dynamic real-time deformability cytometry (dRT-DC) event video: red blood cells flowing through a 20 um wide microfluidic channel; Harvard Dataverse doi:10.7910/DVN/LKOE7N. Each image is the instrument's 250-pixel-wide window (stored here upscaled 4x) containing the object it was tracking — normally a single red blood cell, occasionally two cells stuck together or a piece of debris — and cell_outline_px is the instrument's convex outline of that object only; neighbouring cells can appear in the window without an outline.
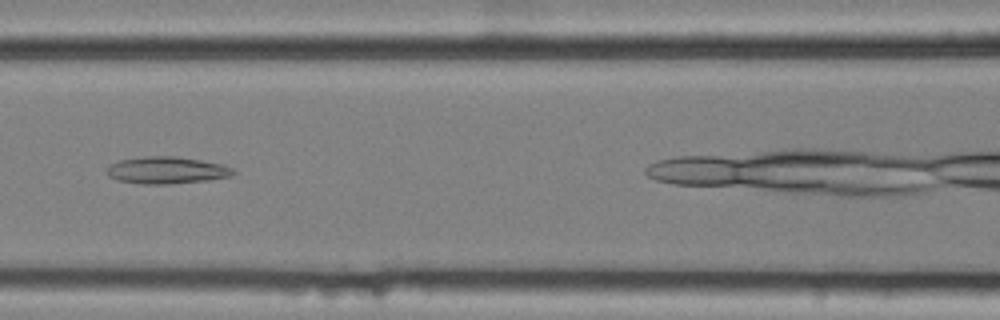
{"species": "common noctule bat (a hibernating species)", "species_latin": "Nyctalus noctula", "temperature_condition": "cold", "stored_images_in_passage": 36, "camera_frame_rate_fps": 3000, "um_per_image_px": 0.085, "animal": {"sex": "female", "body_mass_g": 25.1}, "frame": {"image": 1, "passage_image": 17, "time_ms": 5.333, "image_size_px": [1000, 320], "cell_outline_px": [[236, 172], [232, 176], [208, 180], [172, 184], [140, 184], [116, 180], [108, 176], [108, 164], [120, 160], [144, 156], [176, 156], [224, 164], [232, 168]], "centroid_in_image_um": [14.17, 14.47], "position_along_channel_um": 152.4, "area_um2": 20.11}}
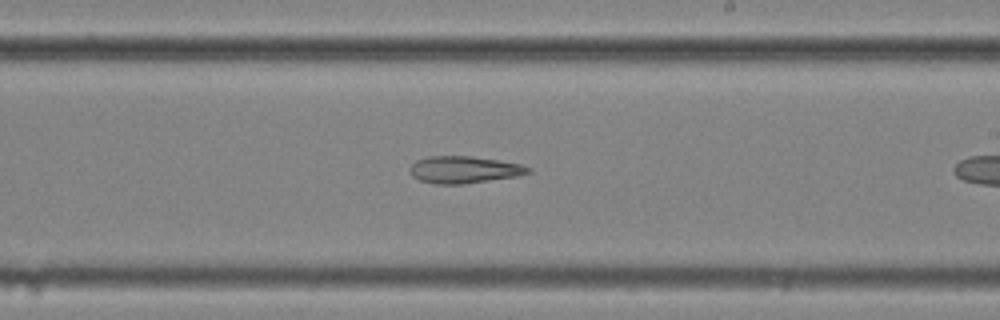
{"frame": {"image": 2, "passage_image": 25, "time_ms": 8.0, "image_size_px": [1000, 320], "cell_outline_px": [[532, 172], [516, 176], [460, 184], [436, 184], [420, 180], [412, 176], [408, 168], [416, 160], [428, 156], [472, 156], [520, 164], [532, 168]], "centroid_in_image_um": [39.41, 14.41], "position_along_channel_um": 249.6, "area_um2": 18.5}}
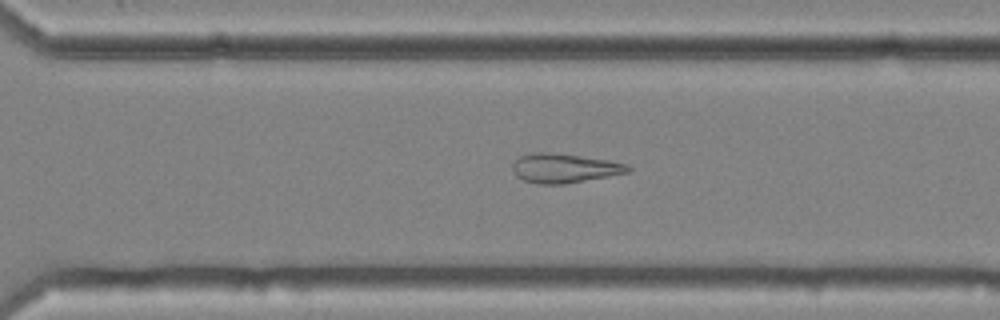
{"frame": {"image": 3, "passage_image": 31, "time_ms": 10.0, "image_size_px": [1000, 320], "cell_outline_px": [[632, 172], [564, 184], [536, 184], [524, 180], [516, 176], [512, 168], [512, 164], [520, 156], [528, 152], [552, 152], [608, 160], [628, 164], [632, 168]], "centroid_in_image_um": [47.97, 14.29], "position_along_channel_um": 322.6, "area_um2": 19.88}}